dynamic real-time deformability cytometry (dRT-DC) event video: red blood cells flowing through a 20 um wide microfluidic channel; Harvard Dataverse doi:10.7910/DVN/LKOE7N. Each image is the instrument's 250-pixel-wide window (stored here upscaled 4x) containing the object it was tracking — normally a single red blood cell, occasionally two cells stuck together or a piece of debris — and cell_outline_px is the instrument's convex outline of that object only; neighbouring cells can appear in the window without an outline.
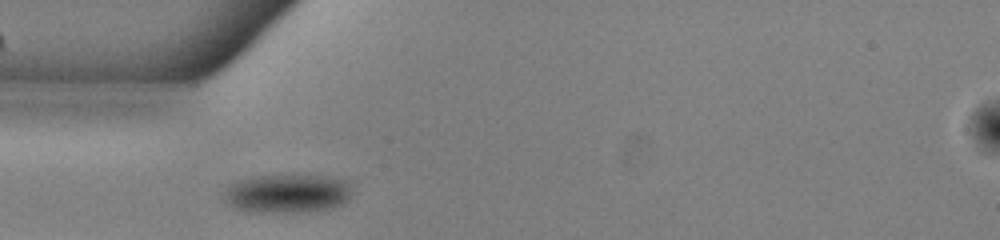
{"species": "common noctule bat (a hibernating species)", "species_latin": "Nyctalus noctula", "temperature_condition": "warm", "stored_images_in_passage": 38, "camera_frame_rate_fps": 3000, "um_per_image_px": 0.085, "animal": {"sex": "male", "body_mass_g": 13.0, "forearm_length_mm": 53.1}, "frame": {"image": 1, "passage_image": 1, "time_ms": 0.0, "image_size_px": [1000, 240], "cell_outline_px": [[352, 196], [348, 200], [332, 208], [308, 212], [244, 212], [232, 208], [224, 200], [224, 192], [232, 184], [240, 180], [252, 176], [292, 172], [348, 180], [352, 192]], "centroid_in_image_um": [24.42, 16.42], "position_along_channel_um": 60.6, "area_um2": 30.06}}
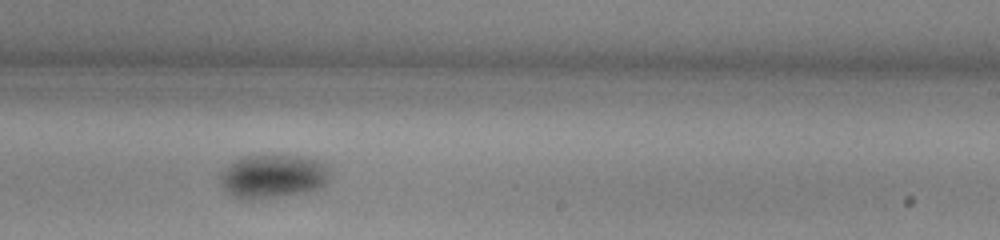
{"frame": {"image": 2, "passage_image": 17, "time_ms": 5.333, "image_size_px": [1000, 240], "cell_outline_px": [[332, 172], [328, 180], [320, 188], [304, 192], [248, 200], [236, 196], [224, 188], [220, 180], [220, 172], [228, 164], [244, 156], [304, 156], [328, 164]], "centroid_in_image_um": [23.25, 14.96], "position_along_channel_um": 265.8, "area_um2": 27.69}}
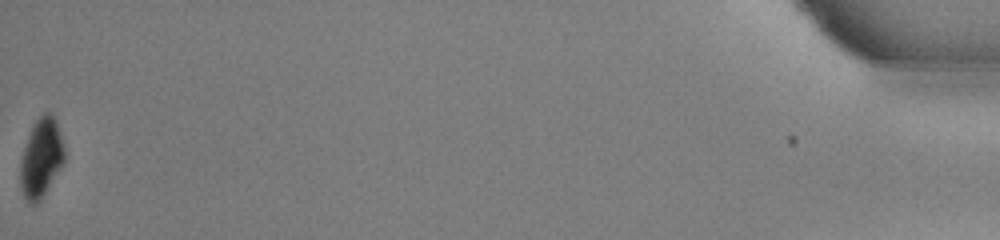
{"frame": {"image": 3, "passage_image": 38, "time_ms": 12.333, "image_size_px": [1000, 240], "cell_outline_px": [[64, 160], [60, 168], [48, 188], [40, 200], [36, 204], [28, 204], [20, 188], [20, 160], [28, 136], [36, 120], [44, 112], [48, 112], [56, 120], [64, 148]], "centroid_in_image_um": [3.48, 13.46], "position_along_channel_um": 431.7, "area_um2": 20.0}, "authors_computed_cell_mechanics": {"area_um2": 26.588, "velocity_mm_per_s": 3.8906, "shape_relaxation_time_tau1_ms": 3.4258, "shape_relaxation_time_tau2_ms": null, "deformation_change_tau1": 0.0795, "deformation_change_tau2": null}}